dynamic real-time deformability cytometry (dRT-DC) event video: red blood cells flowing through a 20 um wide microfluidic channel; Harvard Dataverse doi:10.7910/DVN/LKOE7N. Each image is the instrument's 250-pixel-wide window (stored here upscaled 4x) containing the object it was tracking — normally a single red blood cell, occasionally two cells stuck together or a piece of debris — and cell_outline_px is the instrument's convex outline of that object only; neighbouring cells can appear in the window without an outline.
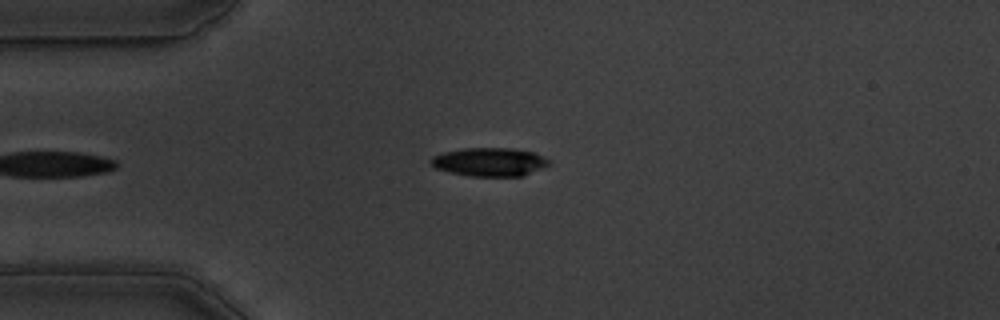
{"species": "common noctule bat (a hibernating species)", "species_latin": "Nyctalus noctula", "temperature_condition": "warm", "stored_images_in_passage": 39, "camera_frame_rate_fps": 3000, "um_per_image_px": 0.085, "animal": {"sex": "male", "body_mass_g": 19.5, "forearm_length_mm": 54.6}, "frame": {"image": 1, "passage_image": 1, "time_ms": 0.0, "image_size_px": [1000, 320], "cell_outline_px": [[552, 164], [520, 176], [472, 176], [452, 172], [436, 168], [428, 160], [432, 156], [444, 152], [464, 148], [512, 148], [532, 152], [552, 160]], "centroid_in_image_um": [41.63, 13.75], "position_along_channel_um": 43.4, "area_um2": 19.48}}
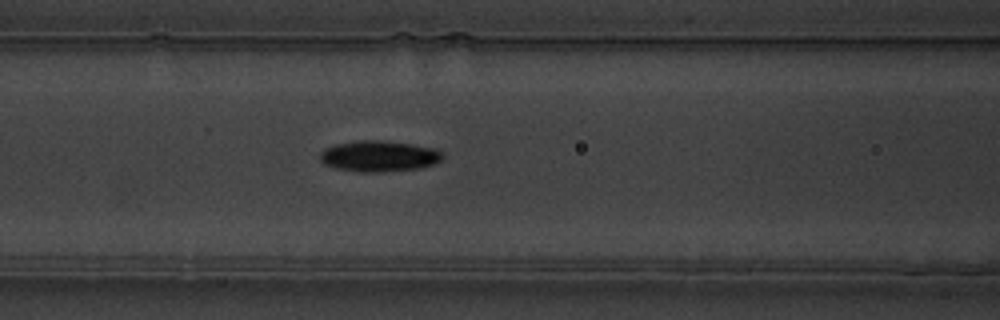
{"frame": {"image": 2, "passage_image": 10, "time_ms": 3.0, "image_size_px": [1000, 320], "cell_outline_px": [[444, 156], [436, 164], [420, 168], [380, 172], [360, 172], [336, 168], [324, 164], [320, 160], [320, 152], [324, 148], [336, 144], [360, 140], [384, 140], [412, 144], [436, 148]], "centroid_in_image_um": [32.22, 13.27], "position_along_channel_um": 134.4, "area_um2": 22.25}}
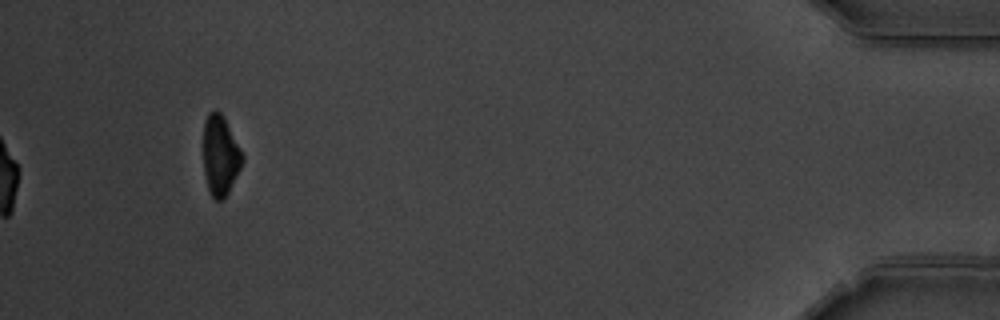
{"frame": {"image": 3, "passage_image": 39, "time_ms": 12.667, "image_size_px": [1000, 320], "cell_outline_px": [[244, 160], [224, 200], [216, 200], [212, 196], [208, 188], [204, 172], [204, 120], [208, 112], [216, 108], [224, 116], [244, 156]], "centroid_in_image_um": [18.72, 13.17], "position_along_channel_um": 416.5, "area_um2": 18.21}, "authors_computed_cell_mechanics": {"area_um2": 21.097, "velocity_mm_per_s": 3.6579, "shape_relaxation_time_tau1_ms": 3.1928, "shape_relaxation_time_tau2_ms": 7.9834, "deformation_change_tau1": 0.1307, "deformation_change_tau2": 0.1315}}